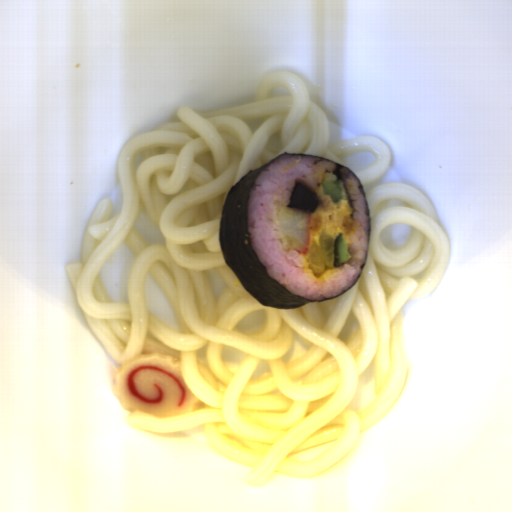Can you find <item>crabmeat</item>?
I'll return each mask as SVG.
<instances>
[{"instance_id": "f7934b28", "label": "crabmeat", "mask_w": 512, "mask_h": 512, "mask_svg": "<svg viewBox=\"0 0 512 512\" xmlns=\"http://www.w3.org/2000/svg\"><path fill=\"white\" fill-rule=\"evenodd\" d=\"M277 217L280 231L291 247L297 253L308 254L311 213L284 206L278 208Z\"/></svg>"}]
</instances>
